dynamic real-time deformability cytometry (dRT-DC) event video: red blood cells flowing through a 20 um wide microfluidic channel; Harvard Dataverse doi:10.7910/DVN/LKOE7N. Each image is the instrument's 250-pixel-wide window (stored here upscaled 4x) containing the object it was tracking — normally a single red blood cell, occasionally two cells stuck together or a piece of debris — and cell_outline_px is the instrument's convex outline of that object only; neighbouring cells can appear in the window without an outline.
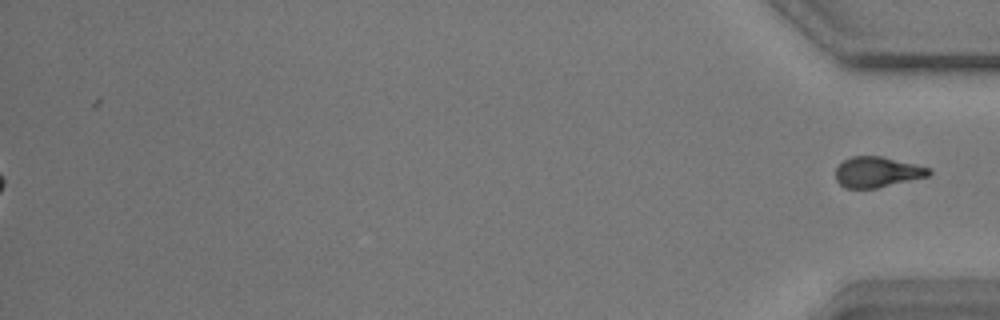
{"species": "common noctule bat (a hibernating species)", "species_latin": "Nyctalus noctula", "temperature_condition": "warm", "stored_images_in_passage": 57, "segment_of_instrument_passage": [2, 2], "camera_frame_rate_fps": 3000, "um_per_image_px": 0.085, "animal": {"sex": "male", "body_mass_g": 17.9}, "frame": {"image": 1, "passage_image": 57, "time_ms": 18.667, "image_size_px": [1000, 320], "cell_outline_px": [[932, 172], [928, 176], [876, 188], [844, 188], [836, 180], [836, 168], [844, 160], [852, 156], [880, 156], [932, 168]], "centroid_in_image_um": [74.56, 14.62], "position_along_channel_um": 360.6, "area_um2": 16.47}}